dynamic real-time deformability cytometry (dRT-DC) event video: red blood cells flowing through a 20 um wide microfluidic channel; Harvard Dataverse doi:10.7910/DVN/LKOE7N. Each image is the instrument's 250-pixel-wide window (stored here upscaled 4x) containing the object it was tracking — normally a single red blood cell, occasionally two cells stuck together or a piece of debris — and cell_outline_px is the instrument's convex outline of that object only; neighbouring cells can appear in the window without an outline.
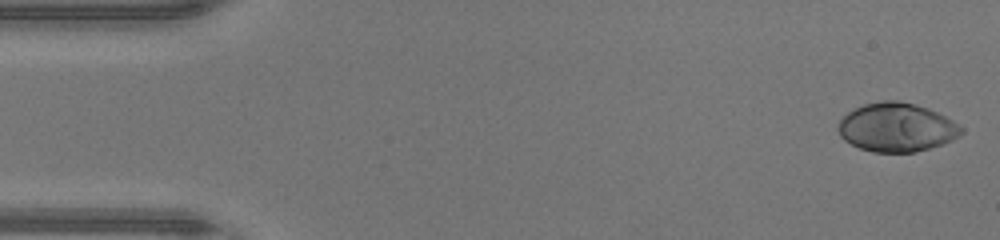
{"species": "human", "species_latin": "Homo sapiens", "temperature_condition": "warm", "stored_images_in_passage": 46, "camera_frame_rate_fps": 3000, "um_per_image_px": 0.085, "donor": {"sex": "male"}, "frame": {"image": 1, "passage_image": 1, "time_ms": 0.0, "image_size_px": [1000, 240], "cell_outline_px": [[964, 132], [960, 136], [944, 144], [912, 152], [872, 152], [860, 148], [844, 140], [840, 136], [836, 128], [840, 120], [848, 112], [864, 104], [880, 100], [900, 100], [916, 104], [928, 108], [952, 120], [964, 128]], "centroid_in_image_um": [76.21, 10.82], "position_along_channel_um": 8.8, "area_um2": 35.14}}
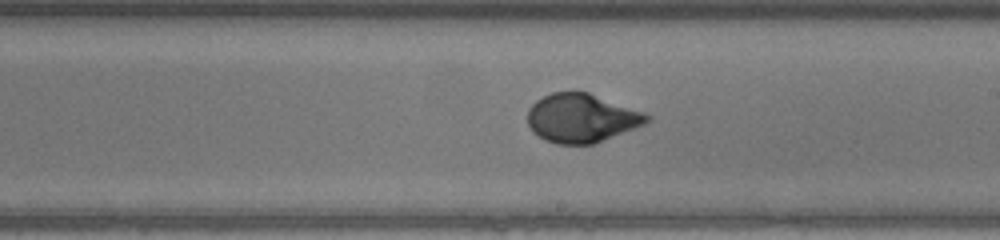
{"frame": {"image": 2, "passage_image": 26, "time_ms": 8.333, "image_size_px": [1000, 240], "cell_outline_px": [[652, 120], [644, 124], [592, 144], [556, 144], [544, 140], [532, 132], [528, 124], [528, 108], [536, 100], [552, 92], [588, 92], [644, 112], [652, 116]], "centroid_in_image_um": [49.41, 10.04], "position_along_channel_um": 239.6, "area_um2": 33.76}}
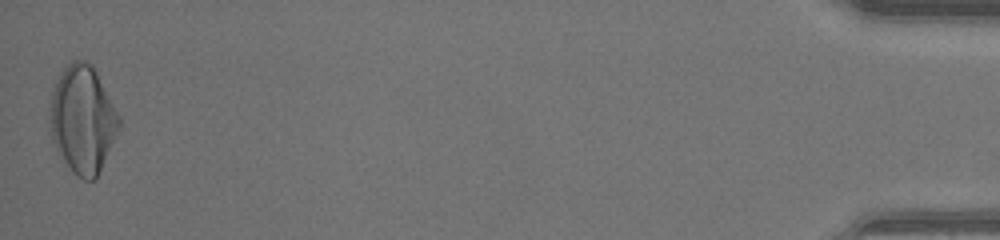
{"frame": {"image": 3, "passage_image": 46, "time_ms": 15.0, "image_size_px": [1000, 240], "cell_outline_px": [[120, 128], [96, 180], [84, 180], [76, 176], [72, 172], [56, 148], [52, 140], [52, 92], [60, 72], [72, 60], [84, 60], [92, 64], [120, 116]], "centroid_in_image_um": [7.07, 10.16], "position_along_channel_um": 428.1, "area_um2": 42.83}, "authors_computed_cell_mechanics": {"area_um2": 34.2465, "velocity_mm_per_s": 4.3989, "shape_relaxation_time_tau1_ms": 4.5903, "shape_relaxation_time_tau2_ms": null, "deformation_change_tau1": 0.2378, "deformation_change_tau2": null}}